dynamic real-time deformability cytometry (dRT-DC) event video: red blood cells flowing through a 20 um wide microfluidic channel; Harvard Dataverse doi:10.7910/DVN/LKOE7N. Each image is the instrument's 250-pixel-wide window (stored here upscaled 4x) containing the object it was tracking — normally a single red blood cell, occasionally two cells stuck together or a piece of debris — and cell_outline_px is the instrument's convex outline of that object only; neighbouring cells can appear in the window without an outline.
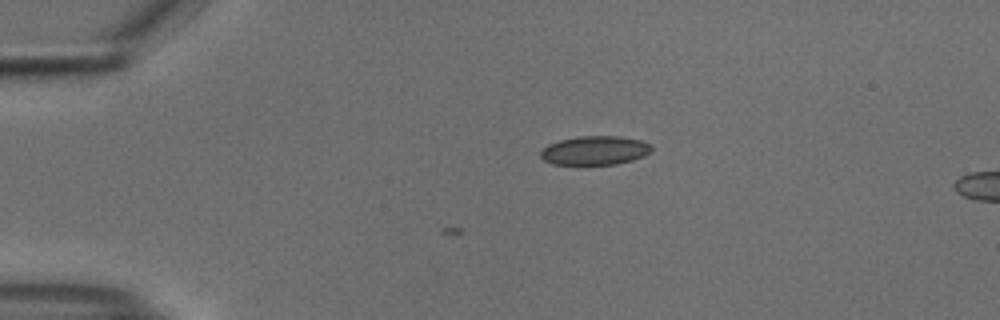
{"species": "common noctule bat (a hibernating species)", "species_latin": "Nyctalus noctula", "temperature_condition": "cold", "stored_images_in_passage": 4, "camera_frame_rate_fps": 3000, "um_per_image_px": 0.085, "animal": {"sex": "male", "body_mass_g": 18.8}, "frame": {"image": 1, "passage_image": 4, "time_ms": 1.0, "image_size_px": [1000, 320], "cell_outline_px": [[652, 148], [644, 156], [632, 160], [616, 164], [552, 164], [544, 160], [540, 156], [540, 152], [548, 144], [560, 140], [576, 136], [620, 136], [640, 140], [652, 144]], "centroid_in_image_um": [50.56, 12.78], "position_along_channel_um": 34.4, "area_um2": 18.67}}